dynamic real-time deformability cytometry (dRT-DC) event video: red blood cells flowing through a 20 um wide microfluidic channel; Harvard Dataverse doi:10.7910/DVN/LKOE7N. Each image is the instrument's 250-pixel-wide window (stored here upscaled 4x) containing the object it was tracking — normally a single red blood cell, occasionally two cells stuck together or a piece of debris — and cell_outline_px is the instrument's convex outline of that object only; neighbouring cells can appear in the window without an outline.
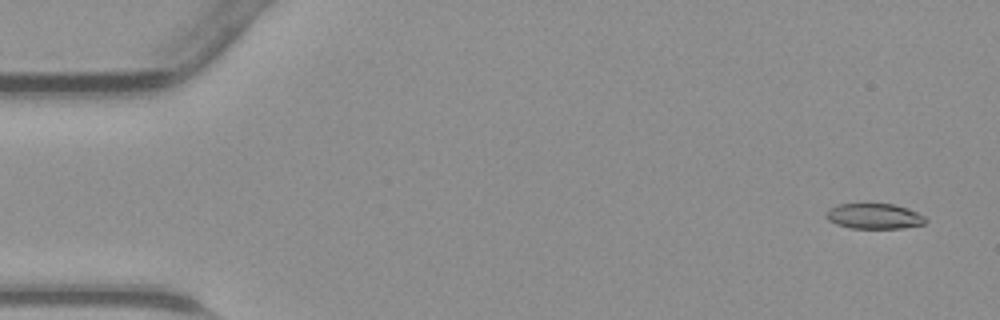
{"species": "common noctule bat (a hibernating species)", "species_latin": "Nyctalus noctula", "temperature_condition": "warm", "stored_images_in_passage": 46, "camera_frame_rate_fps": 3000, "um_per_image_px": 0.085, "animal": {"sex": "male", "body_mass_g": 23.1, "forearm_length_mm": 52.7}, "frame": {"image": 1, "passage_image": 3, "time_ms": 0.667, "image_size_px": [1000, 320], "cell_outline_px": [[928, 220], [924, 224], [904, 228], [852, 228], [836, 224], [828, 220], [828, 208], [840, 204], [892, 204], [908, 208], [924, 216]], "centroid_in_image_um": [74.35, 18.38], "position_along_channel_um": 10.7, "area_um2": 14.57}}
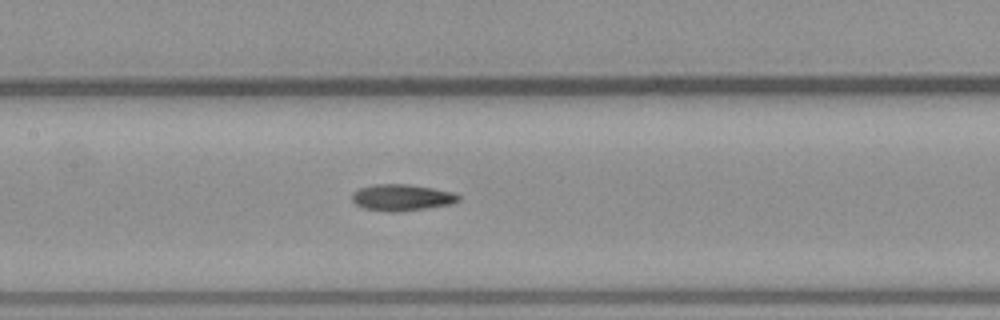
{"frame": {"image": 2, "passage_image": 22, "time_ms": 7.0, "image_size_px": [1000, 320], "cell_outline_px": [[460, 200], [452, 204], [428, 208], [396, 212], [384, 212], [360, 208], [352, 200], [352, 192], [360, 188], [372, 184], [408, 184], [456, 192], [460, 196]], "centroid_in_image_um": [34.15, 16.79], "position_along_channel_um": 173.3, "area_um2": 16.76}}
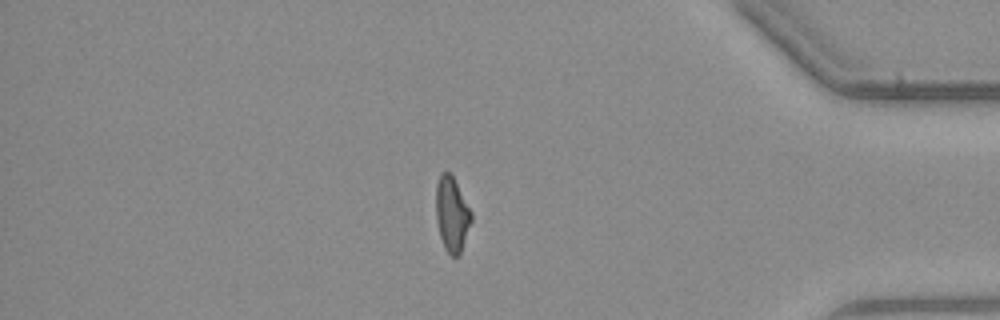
{"frame": {"image": 3, "passage_image": 39, "time_ms": 12.667, "image_size_px": [1000, 320], "cell_outline_px": [[472, 220], [460, 256], [452, 256], [444, 248], [440, 236], [436, 220], [436, 184], [440, 172], [452, 172], [472, 212]], "centroid_in_image_um": [38.42, 18.17], "position_along_channel_um": 396.8, "area_um2": 15.78}}